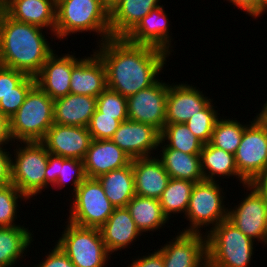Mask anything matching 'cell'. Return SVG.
Instances as JSON below:
<instances>
[{
	"label": "cell",
	"mask_w": 267,
	"mask_h": 267,
	"mask_svg": "<svg viewBox=\"0 0 267 267\" xmlns=\"http://www.w3.org/2000/svg\"><path fill=\"white\" fill-rule=\"evenodd\" d=\"M98 41L99 49L95 52L105 65L107 88L126 98L155 84L170 56L161 49L134 44L124 37Z\"/></svg>",
	"instance_id": "obj_1"
},
{
	"label": "cell",
	"mask_w": 267,
	"mask_h": 267,
	"mask_svg": "<svg viewBox=\"0 0 267 267\" xmlns=\"http://www.w3.org/2000/svg\"><path fill=\"white\" fill-rule=\"evenodd\" d=\"M43 28L0 15V65L35 77L54 52Z\"/></svg>",
	"instance_id": "obj_2"
},
{
	"label": "cell",
	"mask_w": 267,
	"mask_h": 267,
	"mask_svg": "<svg viewBox=\"0 0 267 267\" xmlns=\"http://www.w3.org/2000/svg\"><path fill=\"white\" fill-rule=\"evenodd\" d=\"M95 32L103 42L111 37L110 13L101 0H59L56 2L54 36L63 39L70 34Z\"/></svg>",
	"instance_id": "obj_3"
},
{
	"label": "cell",
	"mask_w": 267,
	"mask_h": 267,
	"mask_svg": "<svg viewBox=\"0 0 267 267\" xmlns=\"http://www.w3.org/2000/svg\"><path fill=\"white\" fill-rule=\"evenodd\" d=\"M9 123L14 142L41 141L54 124V100L35 84Z\"/></svg>",
	"instance_id": "obj_4"
},
{
	"label": "cell",
	"mask_w": 267,
	"mask_h": 267,
	"mask_svg": "<svg viewBox=\"0 0 267 267\" xmlns=\"http://www.w3.org/2000/svg\"><path fill=\"white\" fill-rule=\"evenodd\" d=\"M207 261L214 267H249L254 254V240L242 233L228 219L208 230Z\"/></svg>",
	"instance_id": "obj_5"
},
{
	"label": "cell",
	"mask_w": 267,
	"mask_h": 267,
	"mask_svg": "<svg viewBox=\"0 0 267 267\" xmlns=\"http://www.w3.org/2000/svg\"><path fill=\"white\" fill-rule=\"evenodd\" d=\"M57 245L76 267H105L111 254L102 240L99 228L81 227L65 222Z\"/></svg>",
	"instance_id": "obj_6"
},
{
	"label": "cell",
	"mask_w": 267,
	"mask_h": 267,
	"mask_svg": "<svg viewBox=\"0 0 267 267\" xmlns=\"http://www.w3.org/2000/svg\"><path fill=\"white\" fill-rule=\"evenodd\" d=\"M11 159L12 184L28 199L45 189V170L49 152L40 141L20 142ZM16 152V153H15Z\"/></svg>",
	"instance_id": "obj_7"
},
{
	"label": "cell",
	"mask_w": 267,
	"mask_h": 267,
	"mask_svg": "<svg viewBox=\"0 0 267 267\" xmlns=\"http://www.w3.org/2000/svg\"><path fill=\"white\" fill-rule=\"evenodd\" d=\"M217 181L202 180L195 183L185 216L190 226L181 232L201 233V228H215L221 221L228 219V207L223 202V188ZM206 225V226H205Z\"/></svg>",
	"instance_id": "obj_8"
},
{
	"label": "cell",
	"mask_w": 267,
	"mask_h": 267,
	"mask_svg": "<svg viewBox=\"0 0 267 267\" xmlns=\"http://www.w3.org/2000/svg\"><path fill=\"white\" fill-rule=\"evenodd\" d=\"M72 197L67 220L77 226L100 228L115 209L97 178L87 177Z\"/></svg>",
	"instance_id": "obj_9"
},
{
	"label": "cell",
	"mask_w": 267,
	"mask_h": 267,
	"mask_svg": "<svg viewBox=\"0 0 267 267\" xmlns=\"http://www.w3.org/2000/svg\"><path fill=\"white\" fill-rule=\"evenodd\" d=\"M234 157L239 174L248 183L267 167V131L256 118L245 127Z\"/></svg>",
	"instance_id": "obj_10"
},
{
	"label": "cell",
	"mask_w": 267,
	"mask_h": 267,
	"mask_svg": "<svg viewBox=\"0 0 267 267\" xmlns=\"http://www.w3.org/2000/svg\"><path fill=\"white\" fill-rule=\"evenodd\" d=\"M250 193L243 198L236 208L228 209V220L242 233L267 245V201L253 183L243 186ZM238 206V207H237Z\"/></svg>",
	"instance_id": "obj_11"
},
{
	"label": "cell",
	"mask_w": 267,
	"mask_h": 267,
	"mask_svg": "<svg viewBox=\"0 0 267 267\" xmlns=\"http://www.w3.org/2000/svg\"><path fill=\"white\" fill-rule=\"evenodd\" d=\"M167 94L168 84L158 80L149 88L129 96L128 119L151 125L161 133L166 124Z\"/></svg>",
	"instance_id": "obj_12"
},
{
	"label": "cell",
	"mask_w": 267,
	"mask_h": 267,
	"mask_svg": "<svg viewBox=\"0 0 267 267\" xmlns=\"http://www.w3.org/2000/svg\"><path fill=\"white\" fill-rule=\"evenodd\" d=\"M92 140L88 127L54 123L40 142L50 154L83 161Z\"/></svg>",
	"instance_id": "obj_13"
},
{
	"label": "cell",
	"mask_w": 267,
	"mask_h": 267,
	"mask_svg": "<svg viewBox=\"0 0 267 267\" xmlns=\"http://www.w3.org/2000/svg\"><path fill=\"white\" fill-rule=\"evenodd\" d=\"M203 233L180 232L158 250L164 267H201L207 262V239Z\"/></svg>",
	"instance_id": "obj_14"
},
{
	"label": "cell",
	"mask_w": 267,
	"mask_h": 267,
	"mask_svg": "<svg viewBox=\"0 0 267 267\" xmlns=\"http://www.w3.org/2000/svg\"><path fill=\"white\" fill-rule=\"evenodd\" d=\"M160 138L161 133L153 126L127 119L119 124L110 140L134 159L152 156L153 150L159 146Z\"/></svg>",
	"instance_id": "obj_15"
},
{
	"label": "cell",
	"mask_w": 267,
	"mask_h": 267,
	"mask_svg": "<svg viewBox=\"0 0 267 267\" xmlns=\"http://www.w3.org/2000/svg\"><path fill=\"white\" fill-rule=\"evenodd\" d=\"M210 102L202 91L194 85L169 84L166 102V124L186 123L192 116L199 114Z\"/></svg>",
	"instance_id": "obj_16"
},
{
	"label": "cell",
	"mask_w": 267,
	"mask_h": 267,
	"mask_svg": "<svg viewBox=\"0 0 267 267\" xmlns=\"http://www.w3.org/2000/svg\"><path fill=\"white\" fill-rule=\"evenodd\" d=\"M54 52L43 64L35 76L36 84L53 100L70 93L73 66L80 60L73 55L65 54L58 57Z\"/></svg>",
	"instance_id": "obj_17"
},
{
	"label": "cell",
	"mask_w": 267,
	"mask_h": 267,
	"mask_svg": "<svg viewBox=\"0 0 267 267\" xmlns=\"http://www.w3.org/2000/svg\"><path fill=\"white\" fill-rule=\"evenodd\" d=\"M167 18L163 5L159 6L142 18L124 38L134 44L161 49L170 55L172 37L169 35L170 24Z\"/></svg>",
	"instance_id": "obj_18"
},
{
	"label": "cell",
	"mask_w": 267,
	"mask_h": 267,
	"mask_svg": "<svg viewBox=\"0 0 267 267\" xmlns=\"http://www.w3.org/2000/svg\"><path fill=\"white\" fill-rule=\"evenodd\" d=\"M90 57L80 58L73 66L70 93L97 98L106 88V69L101 58L93 51Z\"/></svg>",
	"instance_id": "obj_19"
},
{
	"label": "cell",
	"mask_w": 267,
	"mask_h": 267,
	"mask_svg": "<svg viewBox=\"0 0 267 267\" xmlns=\"http://www.w3.org/2000/svg\"><path fill=\"white\" fill-rule=\"evenodd\" d=\"M132 159L112 140H92L83 159L86 176L98 178L112 170L123 168Z\"/></svg>",
	"instance_id": "obj_20"
},
{
	"label": "cell",
	"mask_w": 267,
	"mask_h": 267,
	"mask_svg": "<svg viewBox=\"0 0 267 267\" xmlns=\"http://www.w3.org/2000/svg\"><path fill=\"white\" fill-rule=\"evenodd\" d=\"M135 194L158 199L171 179L158 156L132 159Z\"/></svg>",
	"instance_id": "obj_21"
},
{
	"label": "cell",
	"mask_w": 267,
	"mask_h": 267,
	"mask_svg": "<svg viewBox=\"0 0 267 267\" xmlns=\"http://www.w3.org/2000/svg\"><path fill=\"white\" fill-rule=\"evenodd\" d=\"M12 19L48 28L54 36L56 2L54 0H6V12Z\"/></svg>",
	"instance_id": "obj_22"
},
{
	"label": "cell",
	"mask_w": 267,
	"mask_h": 267,
	"mask_svg": "<svg viewBox=\"0 0 267 267\" xmlns=\"http://www.w3.org/2000/svg\"><path fill=\"white\" fill-rule=\"evenodd\" d=\"M99 230L110 254L127 248L137 237L142 236L126 207L115 208Z\"/></svg>",
	"instance_id": "obj_23"
},
{
	"label": "cell",
	"mask_w": 267,
	"mask_h": 267,
	"mask_svg": "<svg viewBox=\"0 0 267 267\" xmlns=\"http://www.w3.org/2000/svg\"><path fill=\"white\" fill-rule=\"evenodd\" d=\"M97 98L69 93L54 100V123L88 127L96 110Z\"/></svg>",
	"instance_id": "obj_24"
},
{
	"label": "cell",
	"mask_w": 267,
	"mask_h": 267,
	"mask_svg": "<svg viewBox=\"0 0 267 267\" xmlns=\"http://www.w3.org/2000/svg\"><path fill=\"white\" fill-rule=\"evenodd\" d=\"M160 0H122L110 12L111 37H125Z\"/></svg>",
	"instance_id": "obj_25"
},
{
	"label": "cell",
	"mask_w": 267,
	"mask_h": 267,
	"mask_svg": "<svg viewBox=\"0 0 267 267\" xmlns=\"http://www.w3.org/2000/svg\"><path fill=\"white\" fill-rule=\"evenodd\" d=\"M87 178L84 163L74 158H63L49 154L48 164L45 170V189L49 185L55 189H62L69 181H72V193Z\"/></svg>",
	"instance_id": "obj_26"
},
{
	"label": "cell",
	"mask_w": 267,
	"mask_h": 267,
	"mask_svg": "<svg viewBox=\"0 0 267 267\" xmlns=\"http://www.w3.org/2000/svg\"><path fill=\"white\" fill-rule=\"evenodd\" d=\"M97 179L115 208L126 207L136 195L132 162L123 168L103 174Z\"/></svg>",
	"instance_id": "obj_27"
},
{
	"label": "cell",
	"mask_w": 267,
	"mask_h": 267,
	"mask_svg": "<svg viewBox=\"0 0 267 267\" xmlns=\"http://www.w3.org/2000/svg\"><path fill=\"white\" fill-rule=\"evenodd\" d=\"M200 159L204 180L215 181V176H224L223 178H225V176L228 178L230 176H236L243 186L248 184V182L239 174L233 154L217 148L210 143H206L203 145Z\"/></svg>",
	"instance_id": "obj_28"
},
{
	"label": "cell",
	"mask_w": 267,
	"mask_h": 267,
	"mask_svg": "<svg viewBox=\"0 0 267 267\" xmlns=\"http://www.w3.org/2000/svg\"><path fill=\"white\" fill-rule=\"evenodd\" d=\"M159 158L170 178L191 182L204 180L200 155H191L176 149H161Z\"/></svg>",
	"instance_id": "obj_29"
},
{
	"label": "cell",
	"mask_w": 267,
	"mask_h": 267,
	"mask_svg": "<svg viewBox=\"0 0 267 267\" xmlns=\"http://www.w3.org/2000/svg\"><path fill=\"white\" fill-rule=\"evenodd\" d=\"M126 208L142 234L156 231L169 221L164 215L158 199L135 195L128 202Z\"/></svg>",
	"instance_id": "obj_30"
},
{
	"label": "cell",
	"mask_w": 267,
	"mask_h": 267,
	"mask_svg": "<svg viewBox=\"0 0 267 267\" xmlns=\"http://www.w3.org/2000/svg\"><path fill=\"white\" fill-rule=\"evenodd\" d=\"M24 226L0 227V267H13L33 242Z\"/></svg>",
	"instance_id": "obj_31"
},
{
	"label": "cell",
	"mask_w": 267,
	"mask_h": 267,
	"mask_svg": "<svg viewBox=\"0 0 267 267\" xmlns=\"http://www.w3.org/2000/svg\"><path fill=\"white\" fill-rule=\"evenodd\" d=\"M165 140L167 144H165ZM164 144V146H162ZM204 143L194 136L185 123L165 124L159 146L176 149L191 155H200Z\"/></svg>",
	"instance_id": "obj_32"
},
{
	"label": "cell",
	"mask_w": 267,
	"mask_h": 267,
	"mask_svg": "<svg viewBox=\"0 0 267 267\" xmlns=\"http://www.w3.org/2000/svg\"><path fill=\"white\" fill-rule=\"evenodd\" d=\"M195 182L171 178L159 198L164 215L168 218L174 213L186 214L189 199Z\"/></svg>",
	"instance_id": "obj_33"
},
{
	"label": "cell",
	"mask_w": 267,
	"mask_h": 267,
	"mask_svg": "<svg viewBox=\"0 0 267 267\" xmlns=\"http://www.w3.org/2000/svg\"><path fill=\"white\" fill-rule=\"evenodd\" d=\"M246 126L237 120L218 118L209 143L235 155Z\"/></svg>",
	"instance_id": "obj_34"
},
{
	"label": "cell",
	"mask_w": 267,
	"mask_h": 267,
	"mask_svg": "<svg viewBox=\"0 0 267 267\" xmlns=\"http://www.w3.org/2000/svg\"><path fill=\"white\" fill-rule=\"evenodd\" d=\"M35 84V77L0 65V100L8 94H28Z\"/></svg>",
	"instance_id": "obj_35"
},
{
	"label": "cell",
	"mask_w": 267,
	"mask_h": 267,
	"mask_svg": "<svg viewBox=\"0 0 267 267\" xmlns=\"http://www.w3.org/2000/svg\"><path fill=\"white\" fill-rule=\"evenodd\" d=\"M29 200L14 184L0 186V227H12L16 225L18 200Z\"/></svg>",
	"instance_id": "obj_36"
},
{
	"label": "cell",
	"mask_w": 267,
	"mask_h": 267,
	"mask_svg": "<svg viewBox=\"0 0 267 267\" xmlns=\"http://www.w3.org/2000/svg\"><path fill=\"white\" fill-rule=\"evenodd\" d=\"M214 108L213 103L210 102L199 114H195L185 123L191 133L204 144L210 142L215 123L220 115Z\"/></svg>",
	"instance_id": "obj_37"
},
{
	"label": "cell",
	"mask_w": 267,
	"mask_h": 267,
	"mask_svg": "<svg viewBox=\"0 0 267 267\" xmlns=\"http://www.w3.org/2000/svg\"><path fill=\"white\" fill-rule=\"evenodd\" d=\"M96 109L103 115L116 116L120 123L128 119L127 98L109 88L97 97Z\"/></svg>",
	"instance_id": "obj_38"
},
{
	"label": "cell",
	"mask_w": 267,
	"mask_h": 267,
	"mask_svg": "<svg viewBox=\"0 0 267 267\" xmlns=\"http://www.w3.org/2000/svg\"><path fill=\"white\" fill-rule=\"evenodd\" d=\"M119 124L116 116L103 115L96 109L91 117L88 130L93 140H110Z\"/></svg>",
	"instance_id": "obj_39"
},
{
	"label": "cell",
	"mask_w": 267,
	"mask_h": 267,
	"mask_svg": "<svg viewBox=\"0 0 267 267\" xmlns=\"http://www.w3.org/2000/svg\"><path fill=\"white\" fill-rule=\"evenodd\" d=\"M45 257L37 267H76L57 244Z\"/></svg>",
	"instance_id": "obj_40"
},
{
	"label": "cell",
	"mask_w": 267,
	"mask_h": 267,
	"mask_svg": "<svg viewBox=\"0 0 267 267\" xmlns=\"http://www.w3.org/2000/svg\"><path fill=\"white\" fill-rule=\"evenodd\" d=\"M27 94H8L0 100V113L9 119L24 103Z\"/></svg>",
	"instance_id": "obj_41"
},
{
	"label": "cell",
	"mask_w": 267,
	"mask_h": 267,
	"mask_svg": "<svg viewBox=\"0 0 267 267\" xmlns=\"http://www.w3.org/2000/svg\"><path fill=\"white\" fill-rule=\"evenodd\" d=\"M2 147L4 146H0V186H8L12 184L11 156L13 155Z\"/></svg>",
	"instance_id": "obj_42"
},
{
	"label": "cell",
	"mask_w": 267,
	"mask_h": 267,
	"mask_svg": "<svg viewBox=\"0 0 267 267\" xmlns=\"http://www.w3.org/2000/svg\"><path fill=\"white\" fill-rule=\"evenodd\" d=\"M127 267H164V259L162 253L157 250L148 256L138 257Z\"/></svg>",
	"instance_id": "obj_43"
},
{
	"label": "cell",
	"mask_w": 267,
	"mask_h": 267,
	"mask_svg": "<svg viewBox=\"0 0 267 267\" xmlns=\"http://www.w3.org/2000/svg\"><path fill=\"white\" fill-rule=\"evenodd\" d=\"M253 18L258 17V0H227Z\"/></svg>",
	"instance_id": "obj_44"
},
{
	"label": "cell",
	"mask_w": 267,
	"mask_h": 267,
	"mask_svg": "<svg viewBox=\"0 0 267 267\" xmlns=\"http://www.w3.org/2000/svg\"><path fill=\"white\" fill-rule=\"evenodd\" d=\"M13 141L10 133L9 118L0 113V146H5Z\"/></svg>",
	"instance_id": "obj_45"
},
{
	"label": "cell",
	"mask_w": 267,
	"mask_h": 267,
	"mask_svg": "<svg viewBox=\"0 0 267 267\" xmlns=\"http://www.w3.org/2000/svg\"><path fill=\"white\" fill-rule=\"evenodd\" d=\"M252 183L264 195L267 201V167Z\"/></svg>",
	"instance_id": "obj_46"
},
{
	"label": "cell",
	"mask_w": 267,
	"mask_h": 267,
	"mask_svg": "<svg viewBox=\"0 0 267 267\" xmlns=\"http://www.w3.org/2000/svg\"><path fill=\"white\" fill-rule=\"evenodd\" d=\"M255 118L267 131V101L264 104L261 112L258 113V115H256Z\"/></svg>",
	"instance_id": "obj_47"
},
{
	"label": "cell",
	"mask_w": 267,
	"mask_h": 267,
	"mask_svg": "<svg viewBox=\"0 0 267 267\" xmlns=\"http://www.w3.org/2000/svg\"><path fill=\"white\" fill-rule=\"evenodd\" d=\"M105 9L110 13L122 0H101Z\"/></svg>",
	"instance_id": "obj_48"
},
{
	"label": "cell",
	"mask_w": 267,
	"mask_h": 267,
	"mask_svg": "<svg viewBox=\"0 0 267 267\" xmlns=\"http://www.w3.org/2000/svg\"><path fill=\"white\" fill-rule=\"evenodd\" d=\"M265 11L267 12V0H258V16L260 17Z\"/></svg>",
	"instance_id": "obj_49"
},
{
	"label": "cell",
	"mask_w": 267,
	"mask_h": 267,
	"mask_svg": "<svg viewBox=\"0 0 267 267\" xmlns=\"http://www.w3.org/2000/svg\"><path fill=\"white\" fill-rule=\"evenodd\" d=\"M6 12V0H0V15Z\"/></svg>",
	"instance_id": "obj_50"
},
{
	"label": "cell",
	"mask_w": 267,
	"mask_h": 267,
	"mask_svg": "<svg viewBox=\"0 0 267 267\" xmlns=\"http://www.w3.org/2000/svg\"><path fill=\"white\" fill-rule=\"evenodd\" d=\"M201 267H214L213 265H211L208 261L205 262Z\"/></svg>",
	"instance_id": "obj_51"
}]
</instances>
